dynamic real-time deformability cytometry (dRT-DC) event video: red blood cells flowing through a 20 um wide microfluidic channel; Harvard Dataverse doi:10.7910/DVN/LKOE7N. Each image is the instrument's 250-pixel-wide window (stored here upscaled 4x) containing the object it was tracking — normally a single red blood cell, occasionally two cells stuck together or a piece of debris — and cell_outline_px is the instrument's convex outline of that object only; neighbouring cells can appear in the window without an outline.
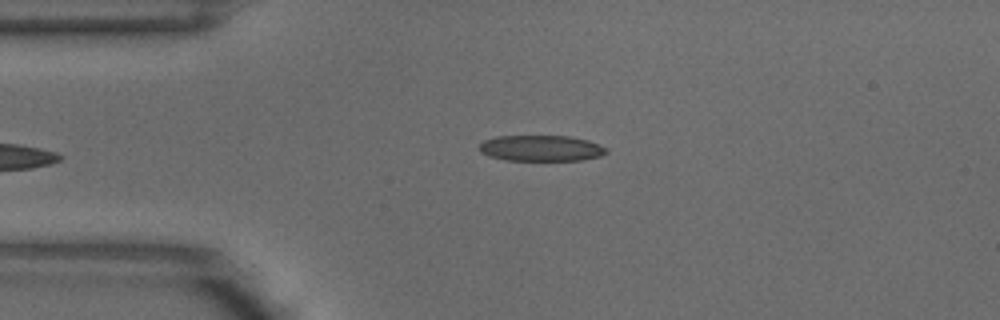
{"species": "common noctule bat (a hibernating species)", "species_latin": "Nyctalus noctula", "temperature_condition": "warm", "stored_images_in_passage": 6, "camera_frame_rate_fps": 3000, "um_per_image_px": 0.085, "animal": {"sex": "male", "body_mass_g": 18.8}, "frame": {"image": 1, "passage_image": 4, "time_ms": 1.0, "image_size_px": [1000, 320], "cell_outline_px": [[608, 152], [600, 156], [580, 160], [504, 160], [488, 156], [480, 152], [480, 144], [484, 140], [496, 136], [568, 136], [588, 140], [608, 148]], "centroid_in_image_um": [45.99, 12.6], "position_along_channel_um": 39.0, "area_um2": 19.19}}